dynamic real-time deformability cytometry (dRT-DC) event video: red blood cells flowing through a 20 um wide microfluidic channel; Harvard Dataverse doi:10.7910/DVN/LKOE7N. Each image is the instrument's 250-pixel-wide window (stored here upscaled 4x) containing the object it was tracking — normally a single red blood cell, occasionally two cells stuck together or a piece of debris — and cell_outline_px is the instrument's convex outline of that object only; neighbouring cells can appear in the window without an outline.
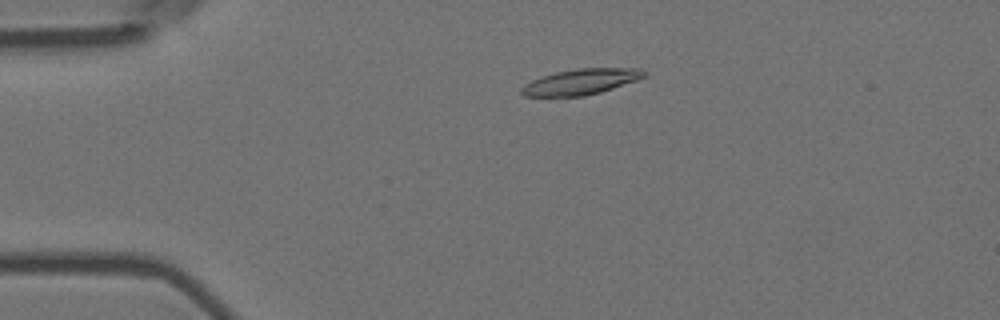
{"species": "Egyptian fruit bat (a non-hibernating species)", "species_latin": "Rousettus aegyptiacus", "temperature_condition": "room temperature", "stored_images_in_passage": 2, "camera_frame_rate_fps": 3000, "um_per_image_px": 0.085, "animal": {"sex": "female"}, "frame": {"image": 1, "passage_image": 1, "time_ms": 0.0, "image_size_px": [1000, 320], "cell_outline_px": [[648, 72], [644, 76], [636, 80], [600, 92], [584, 96], [524, 96], [520, 92], [520, 88], [524, 84], [532, 80], [556, 72], [576, 68], [640, 68]], "centroid_in_image_um": [49.36, 6.94], "position_along_channel_um": 35.6, "area_um2": 18.21}}